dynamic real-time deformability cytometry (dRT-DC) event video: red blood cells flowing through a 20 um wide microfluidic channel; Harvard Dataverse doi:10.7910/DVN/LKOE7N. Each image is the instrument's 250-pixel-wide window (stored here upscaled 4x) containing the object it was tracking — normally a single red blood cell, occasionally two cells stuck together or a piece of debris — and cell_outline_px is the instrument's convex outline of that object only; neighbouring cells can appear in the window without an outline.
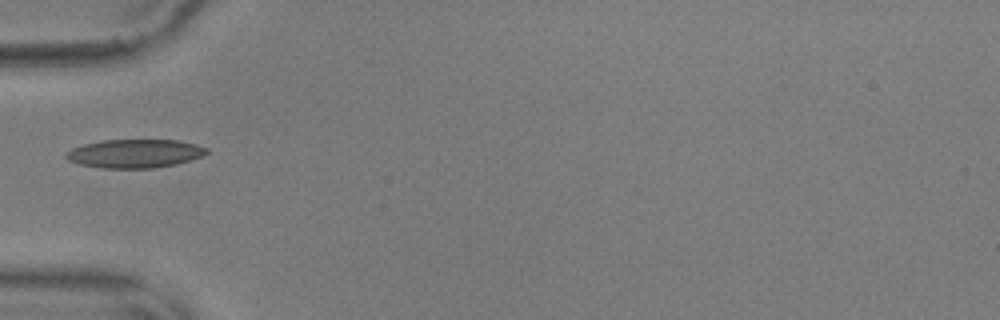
{"species": "common noctule bat (a hibernating species)", "species_latin": "Nyctalus noctula", "temperature_condition": "warm", "stored_images_in_passage": 21, "camera_frame_rate_fps": 3000, "um_per_image_px": 0.085, "animal": {"sex": "male", "body_mass_g": 17.9, "forearm_length_mm": 54.2}, "frame": {"image": 1, "passage_image": 1, "time_ms": 0.0, "image_size_px": [1000, 320], "cell_outline_px": [[208, 152], [200, 156], [176, 164], [152, 168], [100, 168], [80, 164], [68, 160], [64, 156], [64, 152], [72, 148], [84, 144], [100, 140], [180, 140], [196, 144], [208, 148]], "centroid_in_image_um": [11.41, 13.04], "position_along_channel_um": 73.6, "area_um2": 23.41}}